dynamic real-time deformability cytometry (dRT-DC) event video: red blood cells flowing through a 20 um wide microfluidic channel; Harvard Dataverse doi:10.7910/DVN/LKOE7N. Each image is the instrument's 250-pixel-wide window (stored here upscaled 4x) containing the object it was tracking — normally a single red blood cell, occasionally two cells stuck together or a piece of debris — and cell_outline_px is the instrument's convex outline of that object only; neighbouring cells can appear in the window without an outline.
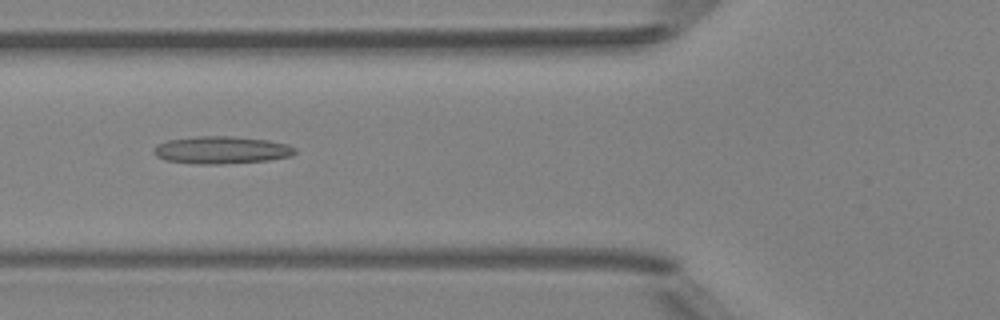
{"species": "Egyptian fruit bat (a non-hibernating species)", "species_latin": "Rousettus aegyptiacus", "temperature_condition": "room temperature", "stored_images_in_passage": 4, "camera_frame_rate_fps": 3000, "um_per_image_px": 0.085, "animal": {"sex": "female"}, "frame": {"image": 1, "passage_image": 4, "time_ms": 4.333, "image_size_px": [1000, 320], "cell_outline_px": [[296, 152], [292, 156], [268, 160], [220, 164], [196, 164], [164, 160], [156, 156], [152, 152], [156, 144], [168, 140], [196, 136], [232, 136], [268, 140], [288, 144], [296, 148]], "centroid_in_image_um": [18.81, 12.75], "position_along_channel_um": 107.0, "area_um2": 22.77}}